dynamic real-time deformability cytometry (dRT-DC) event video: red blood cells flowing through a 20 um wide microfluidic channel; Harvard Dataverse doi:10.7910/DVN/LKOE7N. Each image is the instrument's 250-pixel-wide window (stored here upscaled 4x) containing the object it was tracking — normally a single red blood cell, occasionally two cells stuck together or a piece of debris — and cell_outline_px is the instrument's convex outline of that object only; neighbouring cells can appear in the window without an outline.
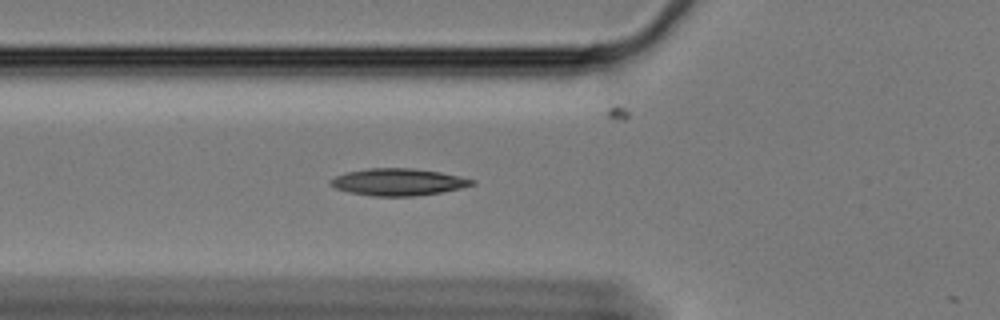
{"species": "Egyptian fruit bat (a non-hibernating species)", "species_latin": "Rousettus aegyptiacus", "temperature_condition": "cold", "stored_images_in_passage": 22, "camera_frame_rate_fps": 3000, "um_per_image_px": 0.085, "animal": {"sex": "female"}, "frame": {"image": 1, "passage_image": 21, "time_ms": 6.667, "image_size_px": [1000, 320], "cell_outline_px": [[476, 184], [460, 188], [440, 192], [416, 196], [372, 196], [348, 192], [336, 188], [328, 184], [328, 180], [336, 176], [348, 172], [368, 168], [412, 168], [440, 172], [476, 180]], "centroid_in_image_um": [33.83, 15.47], "position_along_channel_um": 92.0, "area_um2": 22.25}}